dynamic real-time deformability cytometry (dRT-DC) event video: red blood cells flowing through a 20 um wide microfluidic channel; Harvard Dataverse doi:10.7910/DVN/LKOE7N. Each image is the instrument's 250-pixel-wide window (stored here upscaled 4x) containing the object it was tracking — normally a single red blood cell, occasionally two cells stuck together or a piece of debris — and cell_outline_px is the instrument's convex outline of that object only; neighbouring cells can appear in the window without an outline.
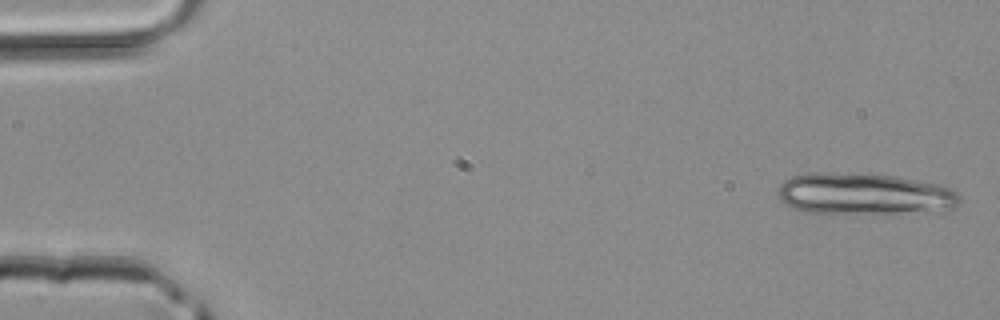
{"species": "common noctule bat (a hibernating species)", "species_latin": "Nyctalus noctula", "temperature_condition": "room temperature", "stored_images_in_passage": 4, "camera_frame_rate_fps": 3000, "um_per_image_px": 0.085, "animal": {"sex": "male", "body_mass_g": 20.4}, "frame": {"image": 1, "passage_image": 1, "time_ms": 0.0, "image_size_px": [1000, 320], "cell_outline_px": [[960, 200], [952, 208], [900, 212], [808, 212], [792, 208], [780, 200], [776, 192], [780, 184], [784, 180], [792, 176], [812, 172], [868, 172], [896, 176], [940, 184], [952, 188], [960, 196]], "centroid_in_image_um": [73.39, 16.42], "position_along_channel_um": 11.6, "area_um2": 43.87}}